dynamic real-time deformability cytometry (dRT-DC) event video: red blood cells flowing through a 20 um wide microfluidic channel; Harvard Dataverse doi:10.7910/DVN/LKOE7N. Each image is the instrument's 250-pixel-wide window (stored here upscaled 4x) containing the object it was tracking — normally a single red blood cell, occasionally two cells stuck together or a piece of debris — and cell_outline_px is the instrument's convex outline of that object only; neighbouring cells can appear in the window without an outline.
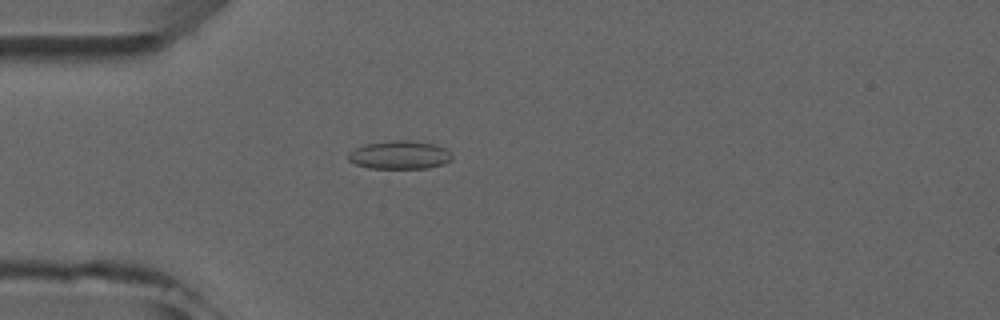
{"species": "common noctule bat (a hibernating species)", "species_latin": "Nyctalus noctula", "temperature_condition": "room temperature", "stored_images_in_passage": 4, "camera_frame_rate_fps": 3000, "um_per_image_px": 0.085, "animal": {"sex": "male", "forearm_length_mm": 52.5}, "frame": {"image": 1, "passage_image": 4, "time_ms": 4.333, "image_size_px": [1000, 320], "cell_outline_px": [[452, 160], [444, 164], [428, 168], [368, 168], [356, 164], [348, 160], [348, 152], [364, 144], [388, 140], [412, 140], [436, 144], [452, 152]], "centroid_in_image_um": [33.99, 13.16], "position_along_channel_um": 51.0, "area_um2": 17.4}}